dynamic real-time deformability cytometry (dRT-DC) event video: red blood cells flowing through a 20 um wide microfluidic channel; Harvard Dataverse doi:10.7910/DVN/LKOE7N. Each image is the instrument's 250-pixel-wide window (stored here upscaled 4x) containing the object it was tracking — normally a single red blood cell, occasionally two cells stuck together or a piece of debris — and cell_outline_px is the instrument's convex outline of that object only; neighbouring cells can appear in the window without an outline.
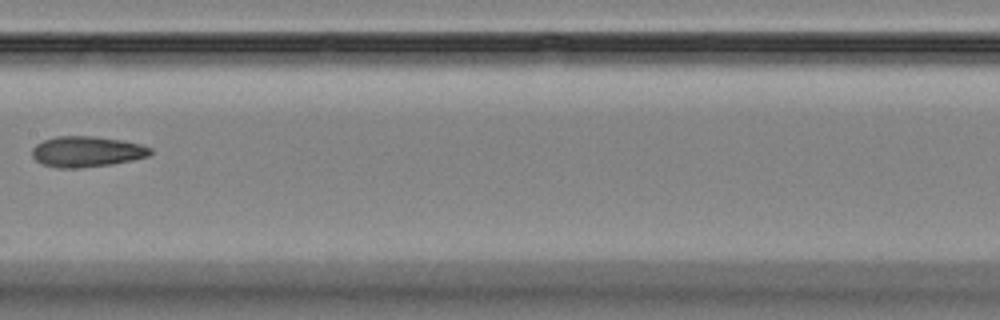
{"species": "Egyptian fruit bat (a non-hibernating species)", "species_latin": "Rousettus aegyptiacus", "temperature_condition": "room temperature", "stored_images_in_passage": 7, "camera_frame_rate_fps": 3000, "um_per_image_px": 0.085, "animal": {"sex": "female"}, "frame": {"image": 1, "passage_image": 4, "time_ms": 3.667, "image_size_px": [1000, 320], "cell_outline_px": [[152, 152], [148, 156], [132, 160], [112, 164], [80, 168], [56, 168], [44, 164], [36, 160], [32, 156], [32, 148], [36, 144], [44, 140], [56, 136], [96, 136], [124, 140], [140, 144], [152, 148]], "centroid_in_image_um": [7.38, 12.88], "position_along_channel_um": 200.0, "area_um2": 21.27}}
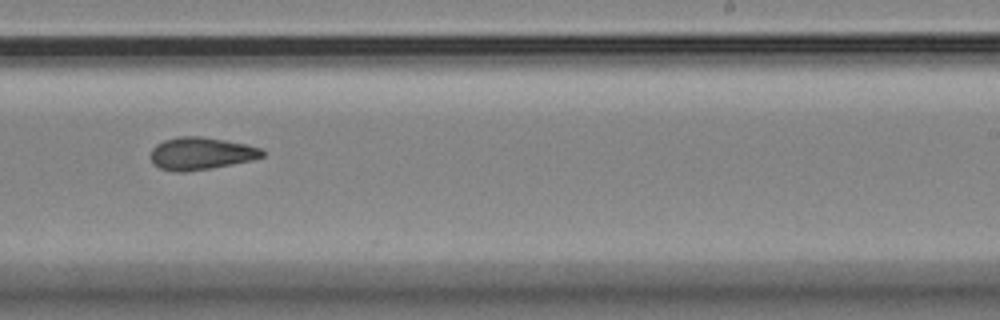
{"frame": {"image": 2, "passage_image": 6, "time_ms": 5.667, "image_size_px": [1000, 320], "cell_outline_px": [[264, 156], [252, 160], [188, 172], [172, 172], [160, 168], [152, 164], [152, 148], [156, 144], [164, 140], [180, 136], [200, 136], [224, 140], [244, 144], [260, 148], [264, 152]], "centroid_in_image_um": [17.05, 13.05], "position_along_channel_um": 272.0, "area_um2": 20.98}}
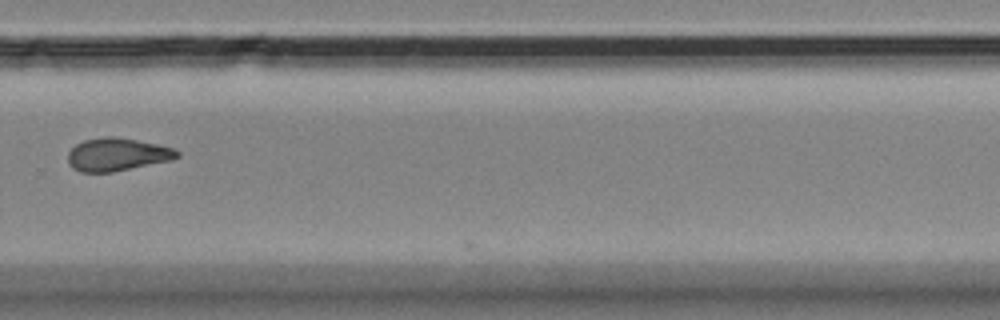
{"frame": {"image": 3, "passage_image": 7, "time_ms": 7.0, "image_size_px": [1000, 320], "cell_outline_px": [[180, 156], [172, 160], [112, 172], [80, 172], [72, 168], [68, 164], [68, 152], [76, 144], [84, 140], [100, 136], [112, 136], [136, 140], [176, 148], [180, 152]], "centroid_in_image_um": [9.96, 13.13], "position_along_channel_um": 319.8, "area_um2": 21.1}}